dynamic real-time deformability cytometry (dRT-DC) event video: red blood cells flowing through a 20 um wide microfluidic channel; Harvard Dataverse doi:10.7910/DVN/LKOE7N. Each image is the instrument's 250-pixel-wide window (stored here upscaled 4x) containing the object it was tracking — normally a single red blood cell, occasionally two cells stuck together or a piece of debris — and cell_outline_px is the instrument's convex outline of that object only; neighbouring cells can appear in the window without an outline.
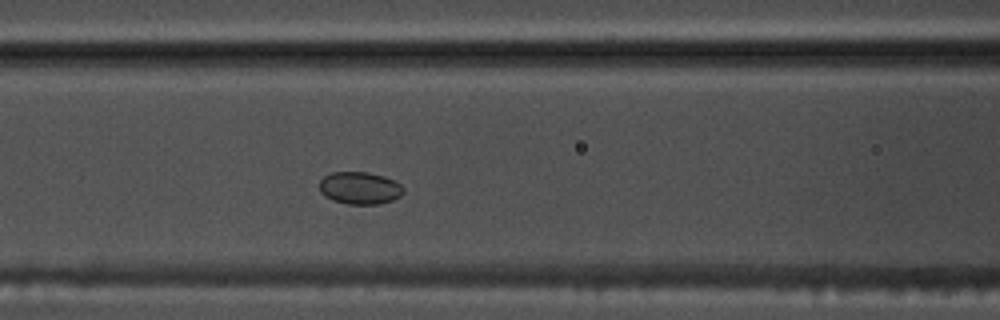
{"species": "common noctule bat (a hibernating species)", "species_latin": "Nyctalus noctula", "temperature_condition": "warm", "stored_images_in_passage": 49, "camera_frame_rate_fps": 3000, "um_per_image_px": 0.085, "animal": {"sex": "male", "body_mass_g": 17.5, "forearm_length_mm": 52.3}, "frame": {"image": 1, "passage_image": 17, "time_ms": 5.333, "image_size_px": [1000, 320], "cell_outline_px": [[404, 192], [400, 196], [392, 200], [380, 204], [348, 204], [332, 200], [324, 196], [320, 192], [320, 180], [324, 176], [332, 172], [368, 172], [384, 176], [400, 184], [404, 188]], "centroid_in_image_um": [30.57, 15.98], "position_along_channel_um": 136.0, "area_um2": 15.9}}
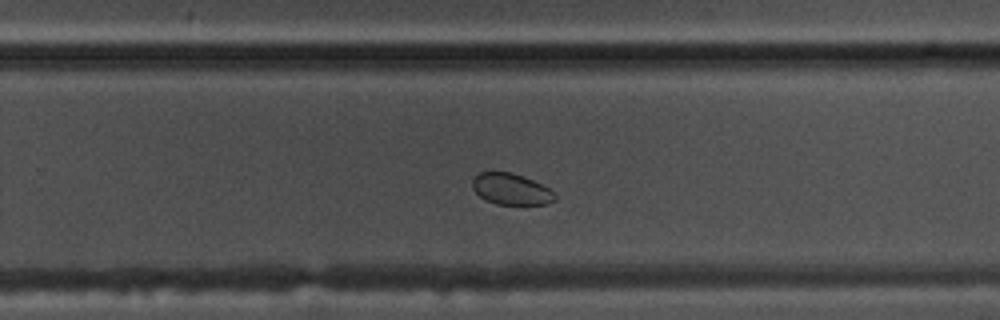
{"frame": {"image": 2, "passage_image": 29, "time_ms": 9.333, "image_size_px": [1000, 320], "cell_outline_px": [[556, 200], [548, 204], [496, 204], [484, 200], [472, 188], [472, 180], [480, 172], [512, 172], [524, 176], [548, 188], [556, 196]], "centroid_in_image_um": [43.43, 16.08], "position_along_channel_um": 286.4, "area_um2": 14.97}}
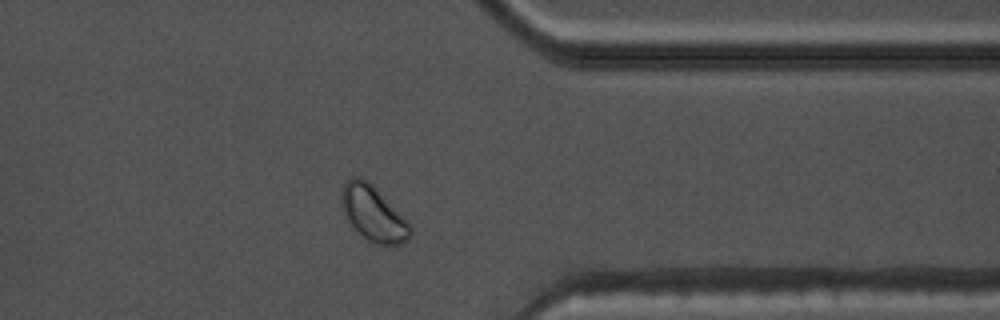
{"frame": {"image": 3, "passage_image": 37, "time_ms": 12.0, "image_size_px": [1000, 320], "cell_outline_px": [[412, 236], [404, 244], [376, 244], [368, 240], [344, 216], [340, 200], [340, 192], [344, 180], [352, 176], [360, 176], [368, 180], [412, 224]], "centroid_in_image_um": [31.73, 18.11], "position_along_channel_um": 379.7, "area_um2": 22.43}, "authors_computed_cell_mechanics": {"area_um2": 17.5134, "velocity_mm_per_s": 3.7731, "shape_relaxation_time_tau1_ms": 0.0588, "shape_relaxation_time_tau2_ms": null, "deformation_change_tau1": 0.0045, "deformation_change_tau2": null}}